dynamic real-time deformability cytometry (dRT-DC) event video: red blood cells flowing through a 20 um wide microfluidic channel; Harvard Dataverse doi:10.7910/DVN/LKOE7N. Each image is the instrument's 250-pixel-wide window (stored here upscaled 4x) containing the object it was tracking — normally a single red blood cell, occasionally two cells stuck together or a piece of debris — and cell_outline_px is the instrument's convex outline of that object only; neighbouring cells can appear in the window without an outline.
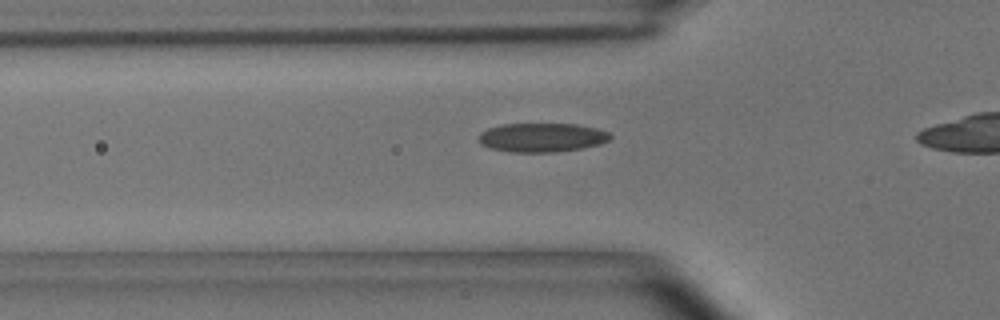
{"species": "common noctule bat (a hibernating species)", "species_latin": "Nyctalus noctula", "temperature_condition": "room temperature", "stored_images_in_passage": 38, "camera_frame_rate_fps": 3000, "um_per_image_px": 0.085, "animal": {"sex": "male", "body_mass_g": 15.6}, "frame": {"image": 1, "passage_image": 12, "time_ms": 3.667, "image_size_px": [1000, 320], "cell_outline_px": [[612, 136], [608, 140], [600, 144], [584, 148], [556, 152], [508, 152], [488, 148], [480, 144], [480, 132], [488, 128], [500, 124], [576, 124], [596, 128], [608, 132]], "centroid_in_image_um": [46.04, 11.69], "position_along_channel_um": 79.8, "area_um2": 22.37}}